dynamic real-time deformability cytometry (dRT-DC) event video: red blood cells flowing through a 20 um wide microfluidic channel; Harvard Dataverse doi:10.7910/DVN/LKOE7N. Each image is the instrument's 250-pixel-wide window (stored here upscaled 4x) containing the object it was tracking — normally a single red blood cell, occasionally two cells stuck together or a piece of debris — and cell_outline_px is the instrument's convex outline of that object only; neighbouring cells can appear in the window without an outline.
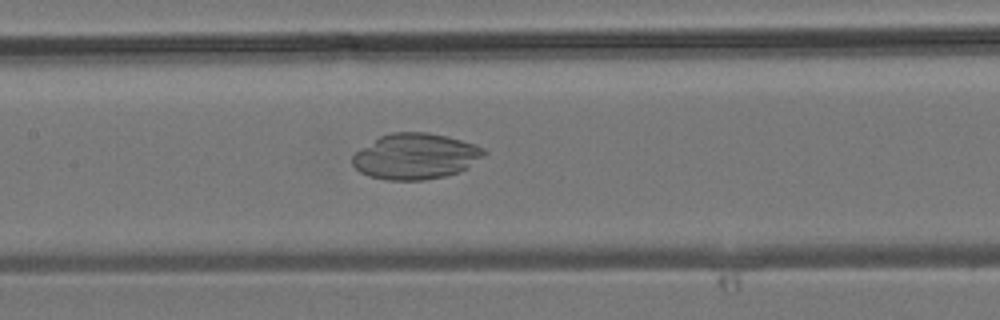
{"species": "common noctule bat (a hibernating species)", "species_latin": "Nyctalus noctula", "temperature_condition": "room temperature", "stored_images_in_passage": 33, "camera_frame_rate_fps": 3000, "um_per_image_px": 0.085, "animal": {"sex": "male", "body_mass_g": 19.2, "forearm_length_mm": 51.8}, "frame": {"image": 1, "passage_image": 10, "time_ms": 3.0, "image_size_px": [1000, 320], "cell_outline_px": [[488, 152], [484, 156], [468, 168], [460, 172], [444, 176], [424, 180], [388, 180], [368, 176], [360, 172], [352, 164], [352, 156], [360, 148], [380, 136], [392, 132], [428, 132], [448, 136], [476, 144], [484, 148]], "centroid_in_image_um": [35.34, 13.28], "position_along_channel_um": 172.1, "area_um2": 35.43}}
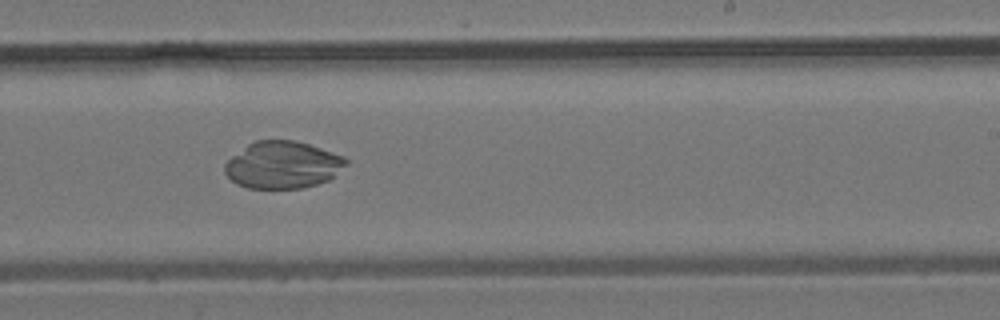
{"frame": {"image": 2, "passage_image": 16, "time_ms": 5.0, "image_size_px": [1000, 320], "cell_outline_px": [[348, 164], [328, 180], [316, 184], [300, 188], [248, 188], [236, 184], [224, 172], [224, 164], [232, 156], [248, 144], [256, 140], [296, 140], [344, 156], [348, 160]], "centroid_in_image_um": [24.02, 14.01], "position_along_channel_um": 265.0, "area_um2": 33.18}}
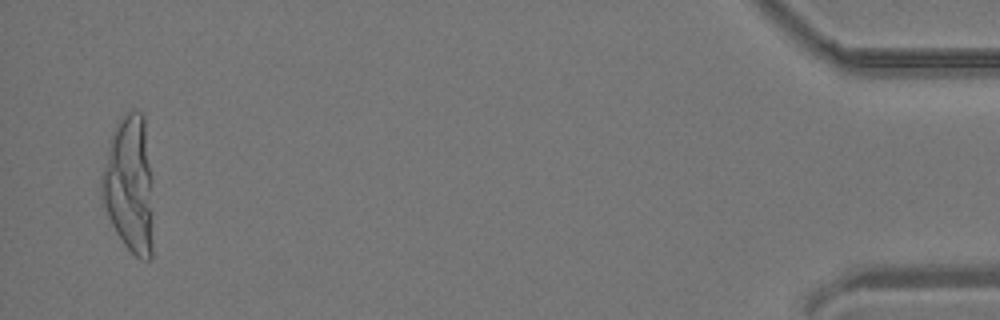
{"frame": {"image": 3, "passage_image": 32, "time_ms": 10.333, "image_size_px": [1000, 320], "cell_outline_px": [[152, 260], [140, 260], [124, 244], [116, 232], [108, 216], [104, 204], [100, 188], [100, 176], [112, 132], [116, 124], [128, 112], [140, 112], [144, 116], [152, 176]], "centroid_in_image_um": [11.01, 15.71], "position_along_channel_um": 424.2, "area_um2": 41.38}}